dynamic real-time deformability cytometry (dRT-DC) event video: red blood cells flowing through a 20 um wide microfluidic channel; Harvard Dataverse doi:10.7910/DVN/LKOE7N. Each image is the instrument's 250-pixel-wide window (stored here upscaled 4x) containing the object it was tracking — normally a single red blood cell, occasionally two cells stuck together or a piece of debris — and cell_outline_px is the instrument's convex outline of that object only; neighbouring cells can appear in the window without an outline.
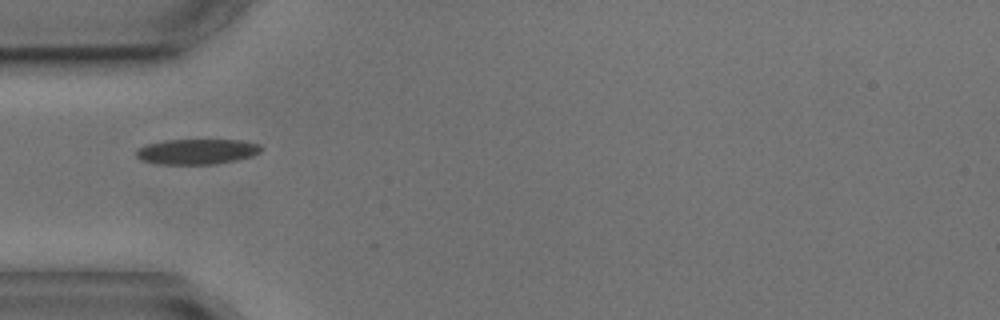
{"species": "common noctule bat (a hibernating species)", "species_latin": "Nyctalus noctula", "temperature_condition": "cold", "stored_images_in_passage": 1, "camera_frame_rate_fps": 3000, "um_per_image_px": 0.085, "animal": {"sex": "male", "body_mass_g": 17.9, "forearm_length_mm": 54.2}, "frame": {"image": 1, "passage_image": 1, "time_ms": 0.0, "image_size_px": [1000, 320], "cell_outline_px": [[264, 148], [260, 152], [252, 156], [236, 160], [212, 164], [156, 164], [140, 160], [136, 156], [136, 148], [148, 144], [164, 140], [244, 140], [260, 144]], "centroid_in_image_um": [16.74, 12.88], "position_along_channel_um": 68.3, "area_um2": 18.61}}